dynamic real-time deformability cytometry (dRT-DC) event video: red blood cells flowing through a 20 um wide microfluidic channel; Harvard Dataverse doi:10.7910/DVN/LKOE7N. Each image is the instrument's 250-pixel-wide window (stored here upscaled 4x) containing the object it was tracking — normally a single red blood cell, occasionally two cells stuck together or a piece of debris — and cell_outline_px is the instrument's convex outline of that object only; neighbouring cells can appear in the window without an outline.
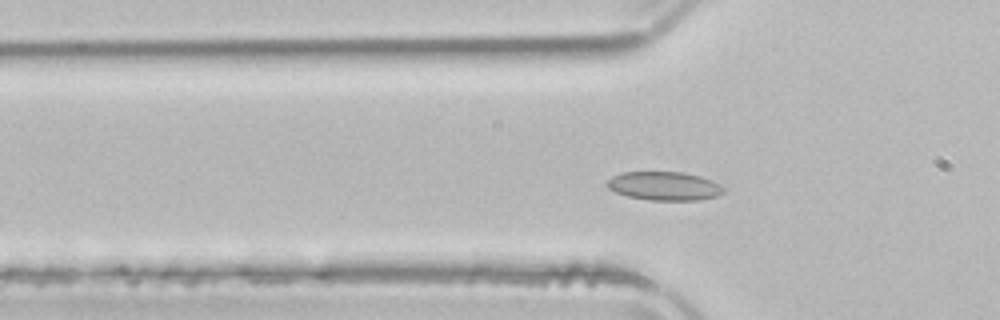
{"species": "common noctule bat (a hibernating species)", "species_latin": "Nyctalus noctula", "temperature_condition": "room temperature", "stored_images_in_passage": 49, "camera_frame_rate_fps": 3000, "um_per_image_px": 0.085, "animal": {"sex": "male", "body_mass_g": 21.5, "forearm_length_mm": 52.0}, "frame": {"image": 1, "passage_image": 13, "time_ms": 4.0, "image_size_px": [1000, 320], "cell_outline_px": [[724, 192], [716, 196], [700, 200], [652, 200], [628, 196], [616, 192], [608, 188], [608, 180], [612, 176], [624, 172], [684, 172], [700, 176], [712, 180], [720, 184], [724, 188]], "centroid_in_image_um": [56.5, 15.8], "position_along_channel_um": 69.3, "area_um2": 19.36}}
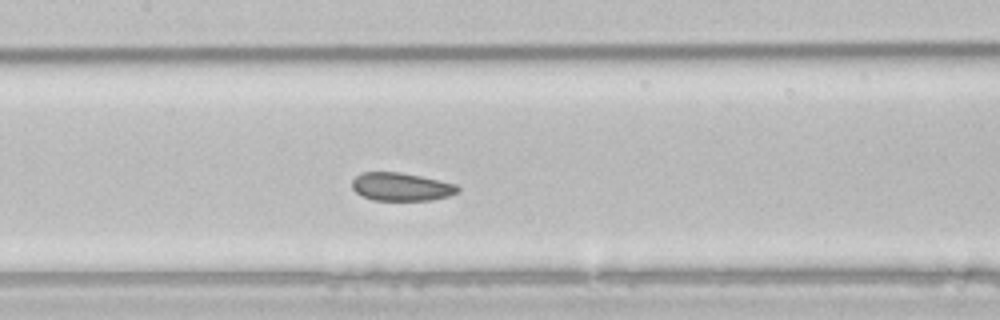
{"frame": {"image": 2, "passage_image": 21, "time_ms": 6.667, "image_size_px": [1000, 320], "cell_outline_px": [[460, 192], [448, 196], [432, 200], [372, 200], [356, 192], [352, 188], [352, 180], [360, 172], [400, 172], [420, 176], [456, 184], [460, 188]], "centroid_in_image_um": [34.11, 15.87], "position_along_channel_um": 173.3, "area_um2": 17.34}}
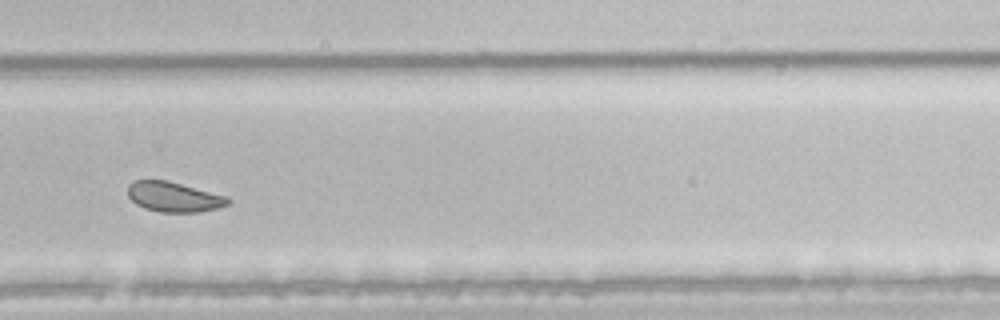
{"frame": {"image": 3, "passage_image": 32, "time_ms": 10.333, "image_size_px": [1000, 320], "cell_outline_px": [[232, 200], [228, 204], [216, 208], [200, 212], [160, 212], [144, 208], [136, 204], [128, 196], [128, 184], [132, 180], [168, 180], [228, 196]], "centroid_in_image_um": [14.77, 16.73], "position_along_channel_um": 315.0, "area_um2": 17.69}, "authors_computed_cell_mechanics": {"area_um2": 19.4786, "velocity_mm_per_s": 3.8901, "shape_relaxation_time_tau1_ms": null, "shape_relaxation_time_tau2_ms": 2.4225, "deformation_change_tau1": null, "deformation_change_tau2": 0.0581}}